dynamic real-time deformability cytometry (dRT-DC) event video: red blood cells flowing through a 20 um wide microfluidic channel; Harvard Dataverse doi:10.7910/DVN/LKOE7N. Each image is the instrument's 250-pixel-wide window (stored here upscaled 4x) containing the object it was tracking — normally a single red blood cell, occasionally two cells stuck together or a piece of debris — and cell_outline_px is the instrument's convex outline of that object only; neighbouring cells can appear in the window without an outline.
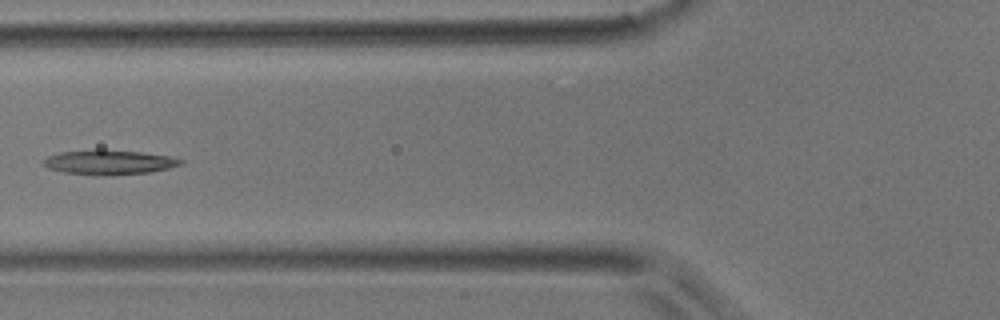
{"species": "common noctule bat (a hibernating species)", "species_latin": "Nyctalus noctula", "temperature_condition": "room temperature", "stored_images_in_passage": 4, "camera_frame_rate_fps": 3000, "um_per_image_px": 0.085, "animal": {"sex": "male", "body_mass_g": 17.9}, "frame": {"image": 1, "passage_image": 4, "time_ms": 1.0, "image_size_px": [1000, 320], "cell_outline_px": [[184, 164], [168, 168], [148, 172], [64, 172], [48, 168], [44, 164], [44, 160], [48, 156], [60, 152], [96, 148], [140, 152], [168, 156], [184, 160]], "centroid_in_image_um": [9.29, 13.71], "position_along_channel_um": 116.5, "area_um2": 18.55}}